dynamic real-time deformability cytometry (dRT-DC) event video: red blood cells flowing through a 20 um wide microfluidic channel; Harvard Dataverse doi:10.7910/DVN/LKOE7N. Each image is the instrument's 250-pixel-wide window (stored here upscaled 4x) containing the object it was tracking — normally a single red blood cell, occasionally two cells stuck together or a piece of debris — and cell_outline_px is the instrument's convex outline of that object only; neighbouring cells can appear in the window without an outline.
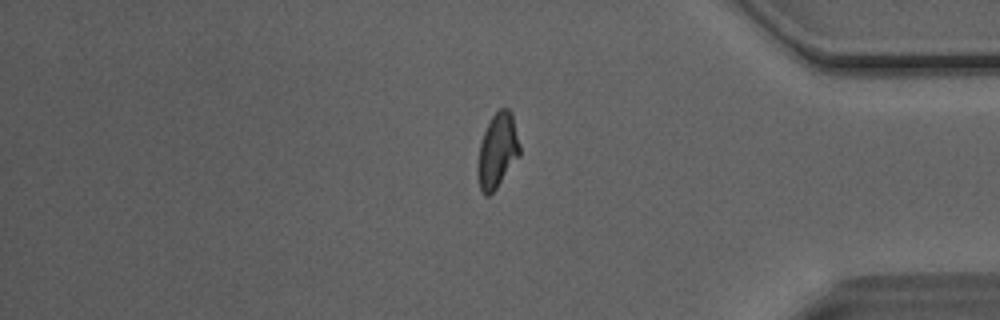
{"species": "Egyptian fruit bat (a non-hibernating species)", "species_latin": "Rousettus aegyptiacus", "temperature_condition": "room temperature", "stored_images_in_passage": 39, "camera_frame_rate_fps": 3000, "um_per_image_px": 0.085, "animal": {"sex": "male"}, "frame": {"image": 1, "passage_image": 34, "time_ms": 11.0, "image_size_px": [1000, 320], "cell_outline_px": [[520, 156], [496, 188], [488, 196], [484, 196], [480, 192], [476, 172], [476, 164], [480, 144], [484, 132], [492, 116], [500, 108], [508, 108], [512, 112], [520, 144]], "centroid_in_image_um": [42.27, 12.84], "position_along_channel_um": 392.9, "area_um2": 18.55}, "authors_computed_cell_mechanics": {"area_um2": 18.5538, "velocity_mm_per_s": 4.0857, "shape_relaxation_time_tau1_ms": null, "shape_relaxation_time_tau2_ms": 2.2978, "deformation_change_tau1": null, "deformation_change_tau2": 0.0963}}